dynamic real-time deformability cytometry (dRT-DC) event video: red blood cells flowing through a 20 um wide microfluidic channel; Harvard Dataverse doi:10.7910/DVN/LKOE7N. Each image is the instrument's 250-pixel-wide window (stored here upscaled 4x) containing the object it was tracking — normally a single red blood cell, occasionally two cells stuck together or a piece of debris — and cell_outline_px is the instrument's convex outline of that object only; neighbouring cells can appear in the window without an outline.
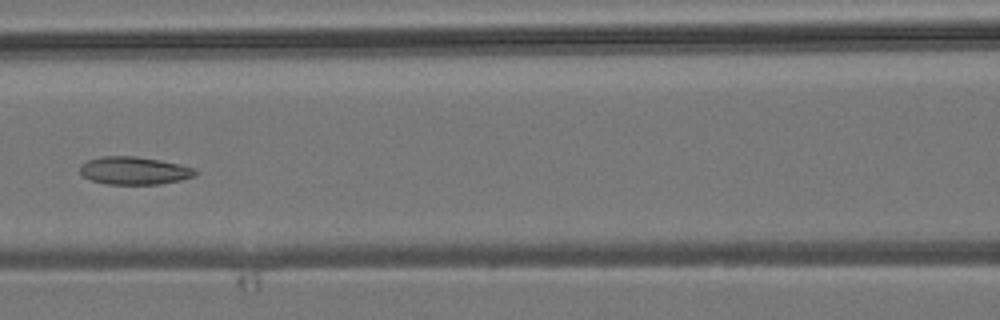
{"species": "common noctule bat (a hibernating species)", "species_latin": "Nyctalus noctula", "temperature_condition": "room temperature", "stored_images_in_passage": 5, "camera_frame_rate_fps": 3000, "um_per_image_px": 0.085, "animal": {"sex": "male", "body_mass_g": 19.2, "forearm_length_mm": 51.8}, "frame": {"image": 1, "passage_image": 5, "time_ms": 4.667, "image_size_px": [1000, 320], "cell_outline_px": [[200, 172], [196, 176], [180, 180], [160, 184], [108, 184], [92, 180], [84, 176], [80, 172], [80, 164], [88, 160], [100, 156], [136, 156], [160, 160], [180, 164], [196, 168]], "centroid_in_image_um": [11.46, 14.49], "position_along_channel_um": 155.1, "area_um2": 18.84}}